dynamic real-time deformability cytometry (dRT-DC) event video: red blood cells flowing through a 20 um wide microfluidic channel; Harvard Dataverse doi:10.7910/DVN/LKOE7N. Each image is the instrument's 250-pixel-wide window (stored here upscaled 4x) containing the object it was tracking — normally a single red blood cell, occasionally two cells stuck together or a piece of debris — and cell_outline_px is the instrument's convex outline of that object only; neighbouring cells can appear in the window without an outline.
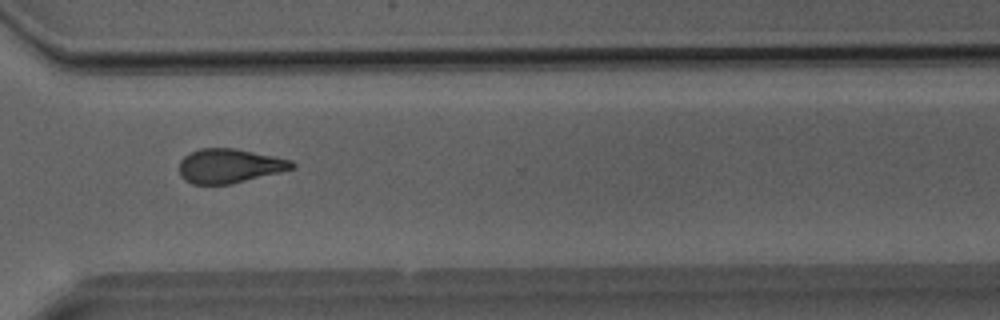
{"species": "Egyptian fruit bat (a non-hibernating species)", "species_latin": "Rousettus aegyptiacus", "temperature_condition": "room temperature", "stored_images_in_passage": 27, "camera_frame_rate_fps": 3000, "um_per_image_px": 0.085, "animal": {"sex": "male"}, "frame": {"image": 1, "passage_image": 22, "time_ms": 7.0, "image_size_px": [1000, 320], "cell_outline_px": [[296, 168], [232, 184], [192, 184], [184, 180], [180, 176], [180, 160], [188, 152], [200, 148], [236, 148], [292, 160], [296, 164]], "centroid_in_image_um": [19.5, 14.1], "position_along_channel_um": 351.1, "area_um2": 22.72}}
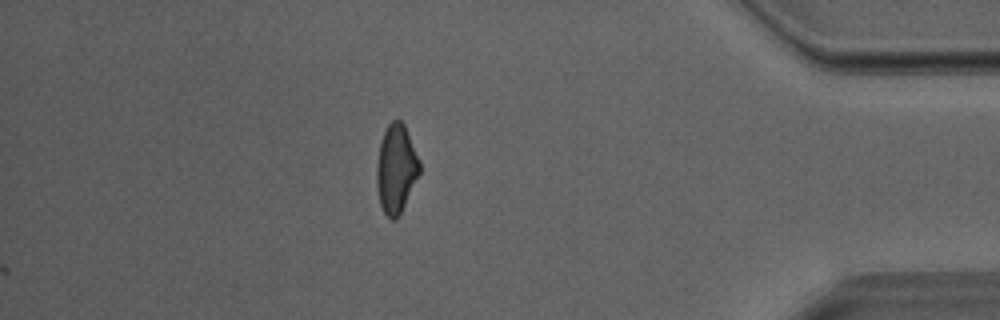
{"frame": {"image": 2, "passage_image": 27, "time_ms": 8.667, "image_size_px": [1000, 320], "cell_outline_px": [[420, 172], [396, 220], [392, 220], [384, 212], [380, 204], [376, 184], [376, 164], [380, 144], [384, 132], [388, 124], [392, 120], [400, 120], [404, 124], [420, 160]], "centroid_in_image_um": [33.66, 14.32], "position_along_channel_um": 401.5, "area_um2": 21.91}}